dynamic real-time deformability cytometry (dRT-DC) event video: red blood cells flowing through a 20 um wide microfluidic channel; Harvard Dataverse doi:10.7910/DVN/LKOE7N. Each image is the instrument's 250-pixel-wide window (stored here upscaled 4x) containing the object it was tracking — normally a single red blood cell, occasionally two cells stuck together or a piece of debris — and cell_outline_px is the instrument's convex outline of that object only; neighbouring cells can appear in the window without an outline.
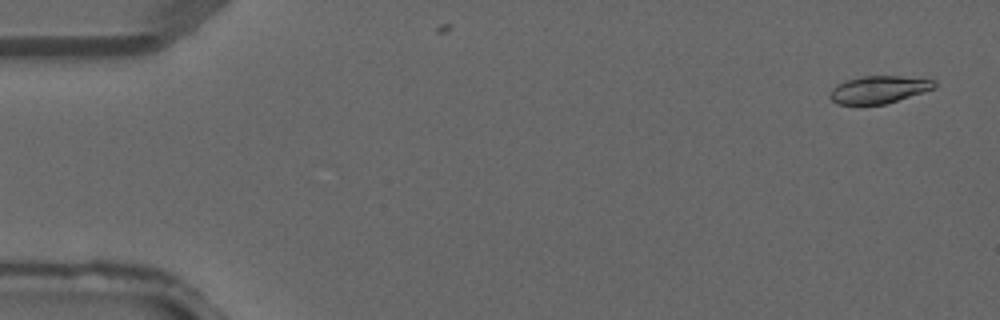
{"species": "common noctule bat (a hibernating species)", "species_latin": "Nyctalus noctula", "temperature_condition": "warm", "stored_images_in_passage": 2, "camera_frame_rate_fps": 3000, "um_per_image_px": 0.085, "animal": {"sex": "male", "forearm_length_mm": 52.5}, "frame": {"image": 1, "passage_image": 1, "time_ms": 0.0, "image_size_px": [1000, 320], "cell_outline_px": [[936, 88], [924, 92], [884, 104], [836, 104], [828, 96], [832, 88], [836, 84], [844, 80], [864, 76], [904, 76], [936, 80]], "centroid_in_image_um": [74.69, 7.6], "position_along_channel_um": 10.3, "area_um2": 16.82}}